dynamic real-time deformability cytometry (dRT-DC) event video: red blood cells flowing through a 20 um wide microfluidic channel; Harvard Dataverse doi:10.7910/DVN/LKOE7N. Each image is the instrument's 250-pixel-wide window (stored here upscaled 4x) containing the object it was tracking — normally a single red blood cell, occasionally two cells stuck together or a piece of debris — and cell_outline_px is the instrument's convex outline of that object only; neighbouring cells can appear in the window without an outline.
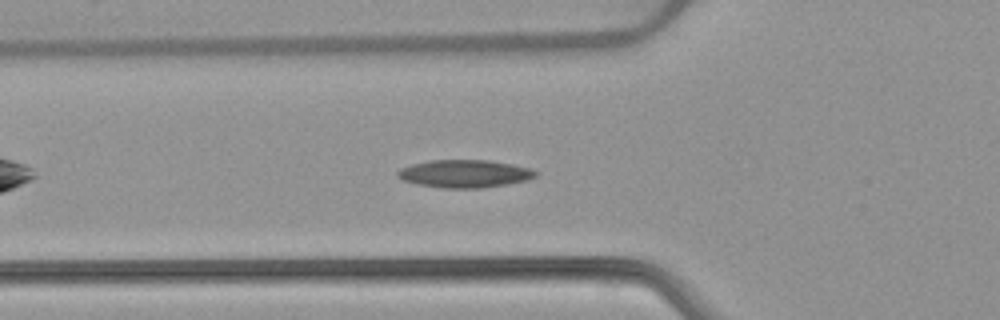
{"species": "common noctule bat (a hibernating species)", "species_latin": "Nyctalus noctula", "temperature_condition": "warm", "stored_images_in_passage": 43, "camera_frame_rate_fps": 3000, "um_per_image_px": 0.085, "animal": {"sex": "female", "body_mass_g": 22.7, "forearm_length_mm": 54.2}, "frame": {"image": 1, "passage_image": 8, "time_ms": 2.333, "image_size_px": [1000, 320], "cell_outline_px": [[540, 172], [536, 176], [524, 180], [504, 184], [480, 188], [444, 188], [420, 184], [404, 180], [396, 176], [396, 172], [400, 168], [412, 164], [432, 160], [488, 160], [528, 168]], "centroid_in_image_um": [39.45, 14.76], "position_along_channel_um": 86.3, "area_um2": 21.91}}
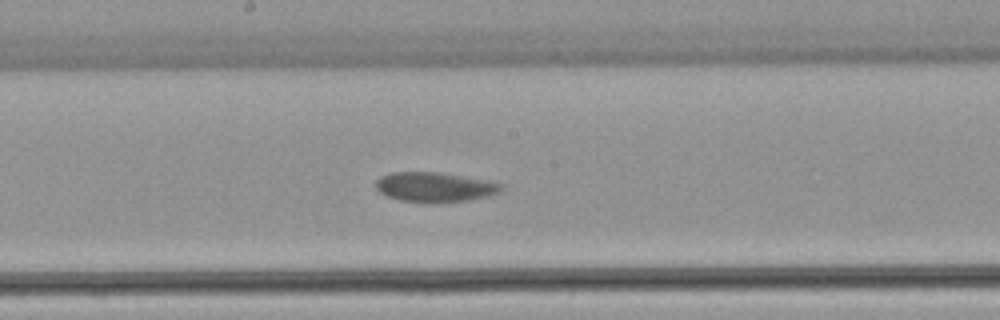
{"frame": {"image": 2, "passage_image": 18, "time_ms": 5.667, "image_size_px": [1000, 320], "cell_outline_px": [[504, 188], [496, 192], [484, 196], [468, 200], [400, 200], [388, 196], [380, 192], [376, 188], [376, 180], [380, 176], [392, 172], [440, 172], [484, 180], [504, 184]], "centroid_in_image_um": [36.91, 15.85], "position_along_channel_um": 211.3, "area_um2": 20.69}}
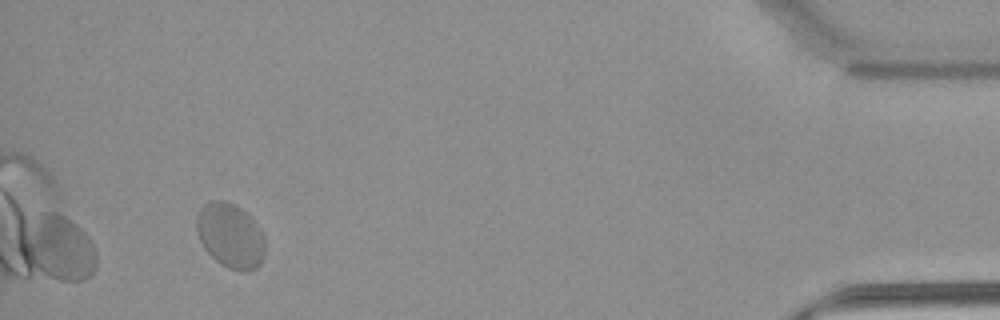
{"frame": {"image": 3, "passage_image": 40, "time_ms": 13.0, "image_size_px": [1000, 320], "cell_outline_px": [[264, 252], [260, 264], [256, 268], [248, 272], [240, 272], [228, 268], [220, 264], [204, 248], [200, 240], [196, 228], [196, 216], [200, 208], [204, 204], [212, 200], [220, 200], [232, 204], [240, 208], [260, 228], [264, 236]], "centroid_in_image_um": [19.57, 20.05], "position_along_channel_um": 415.6, "area_um2": 25.72}, "authors_computed_cell_mechanics": {"area_um2": 22.1952, "velocity_mm_per_s": 3.7472, "shape_relaxation_time_tau1_ms": 7.6984, "shape_relaxation_time_tau2_ms": 0.8713, "deformation_change_tau1": 0.1271, "deformation_change_tau2": 0.0378}}